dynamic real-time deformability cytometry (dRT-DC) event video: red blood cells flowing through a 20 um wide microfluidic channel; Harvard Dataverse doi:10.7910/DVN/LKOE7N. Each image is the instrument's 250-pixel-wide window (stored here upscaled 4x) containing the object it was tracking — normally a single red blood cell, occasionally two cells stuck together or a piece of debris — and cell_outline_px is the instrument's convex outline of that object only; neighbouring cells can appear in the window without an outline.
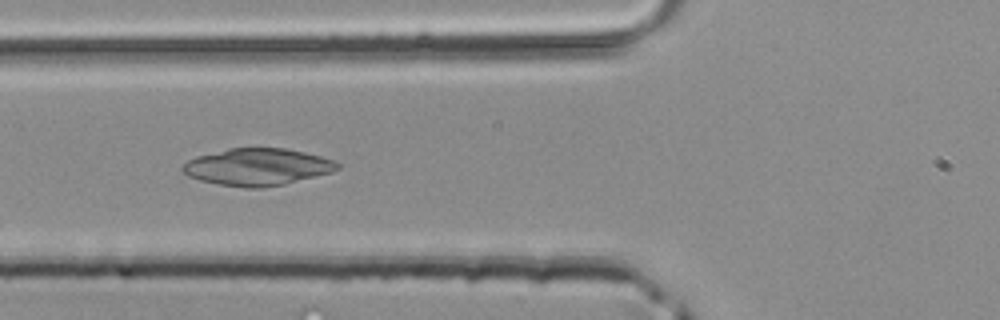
{"species": "common noctule bat (a hibernating species)", "species_latin": "Nyctalus noctula", "temperature_condition": "room temperature", "stored_images_in_passage": 2, "camera_frame_rate_fps": 3000, "um_per_image_px": 0.085, "animal": {"sex": "male", "body_mass_g": 20.4}, "frame": {"image": 1, "passage_image": 2, "time_ms": 0.333, "image_size_px": [1000, 320], "cell_outline_px": [[340, 168], [332, 172], [284, 184], [260, 188], [244, 188], [220, 184], [200, 180], [188, 176], [180, 168], [188, 160], [196, 156], [228, 148], [284, 148], [304, 152], [320, 156], [332, 160], [340, 164]], "centroid_in_image_um": [21.87, 14.19], "position_along_channel_um": 103.9, "area_um2": 33.29}}